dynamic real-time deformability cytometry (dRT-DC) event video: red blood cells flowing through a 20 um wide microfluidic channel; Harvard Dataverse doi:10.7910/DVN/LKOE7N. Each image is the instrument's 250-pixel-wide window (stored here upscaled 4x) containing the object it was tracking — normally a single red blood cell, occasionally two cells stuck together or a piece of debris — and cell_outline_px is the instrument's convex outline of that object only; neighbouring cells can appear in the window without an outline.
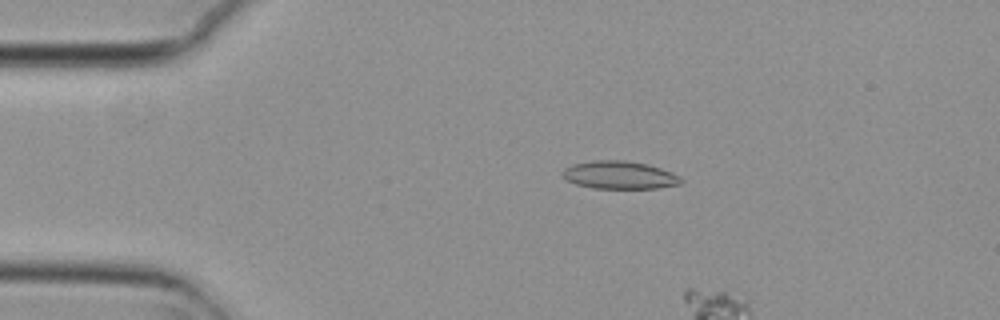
{"species": "common noctule bat (a hibernating species)", "species_latin": "Nyctalus noctula", "temperature_condition": "cold", "stored_images_in_passage": 13, "camera_frame_rate_fps": 3000, "um_per_image_px": 0.085, "animal": {"sex": "female", "body_mass_g": 29.2, "forearm_length_mm": 56.3}, "frame": {"image": 1, "passage_image": 11, "time_ms": 3.333, "image_size_px": [1000, 320], "cell_outline_px": [[684, 180], [680, 184], [656, 188], [592, 188], [576, 184], [568, 180], [560, 172], [564, 168], [572, 164], [592, 160], [624, 160], [648, 164], [660, 168], [680, 176]], "centroid_in_image_um": [52.64, 14.87], "position_along_channel_um": 32.4, "area_um2": 19.25}}